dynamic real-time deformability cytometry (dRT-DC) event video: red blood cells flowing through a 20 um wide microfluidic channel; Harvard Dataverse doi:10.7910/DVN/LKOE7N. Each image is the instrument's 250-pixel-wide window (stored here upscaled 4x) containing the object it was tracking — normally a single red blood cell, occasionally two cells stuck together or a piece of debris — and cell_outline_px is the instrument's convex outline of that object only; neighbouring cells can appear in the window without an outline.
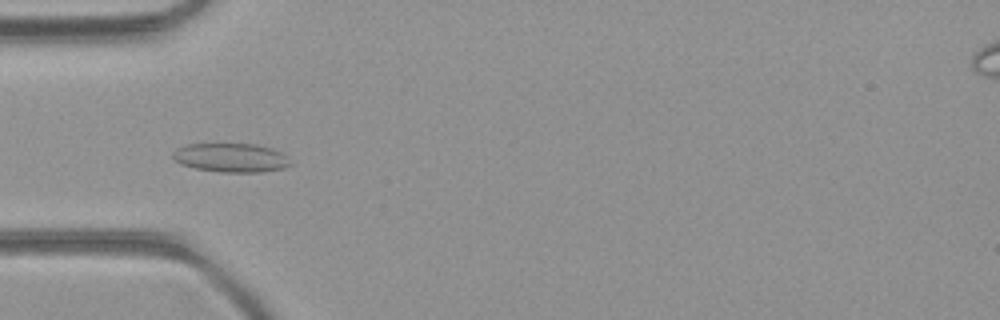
{"species": "common noctule bat (a hibernating species)", "species_latin": "Nyctalus noctula", "temperature_condition": "room temperature", "stored_images_in_passage": 44, "camera_frame_rate_fps": 3000, "um_per_image_px": 0.085, "animal": {"sex": "female", "body_mass_g": 21.9}, "frame": {"image": 1, "passage_image": 11, "time_ms": 3.333, "image_size_px": [1000, 320], "cell_outline_px": [[292, 164], [284, 168], [264, 172], [220, 172], [196, 168], [180, 164], [172, 156], [172, 152], [176, 148], [188, 144], [256, 144], [272, 148], [280, 152]], "centroid_in_image_um": [19.62, 13.4], "position_along_channel_um": 65.4, "area_um2": 19.77}}
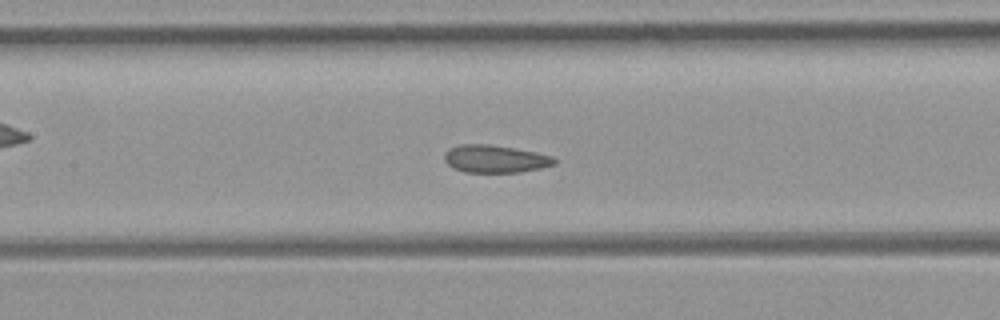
{"frame": {"image": 2, "passage_image": 18, "time_ms": 5.667, "image_size_px": [1000, 320], "cell_outline_px": [[556, 164], [540, 168], [520, 172], [464, 172], [448, 164], [444, 160], [444, 152], [448, 148], [460, 144], [488, 144], [536, 152], [552, 156], [556, 160]], "centroid_in_image_um": [42.07, 13.5], "position_along_channel_um": 165.3, "area_um2": 17.63}}
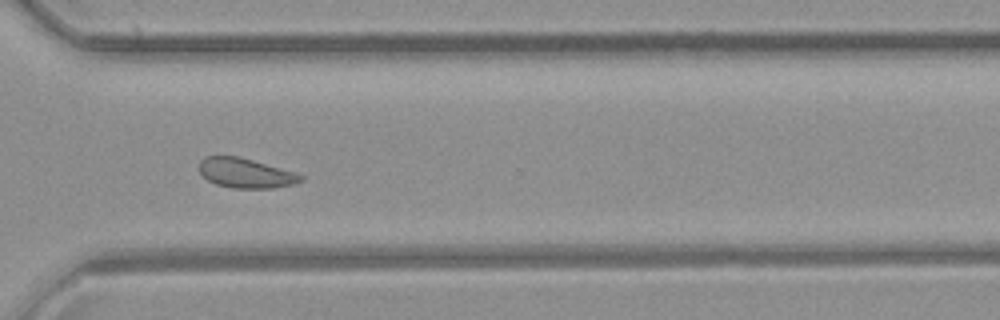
{"frame": {"image": 3, "passage_image": 31, "time_ms": 10.0, "image_size_px": [1000, 320], "cell_outline_px": [[304, 180], [292, 184], [272, 188], [232, 188], [216, 184], [208, 180], [200, 172], [200, 160], [204, 156], [236, 156], [252, 160], [292, 172], [304, 176]], "centroid_in_image_um": [20.84, 14.72], "position_along_channel_um": 349.8, "area_um2": 17.22}, "authors_computed_cell_mechanics": {"area_um2": 18.4382, "velocity_mm_per_s": 4.2648, "shape_relaxation_time_tau1_ms": null, "shape_relaxation_time_tau2_ms": 2.3469, "deformation_change_tau1": null, "deformation_change_tau2": 0.0587}}